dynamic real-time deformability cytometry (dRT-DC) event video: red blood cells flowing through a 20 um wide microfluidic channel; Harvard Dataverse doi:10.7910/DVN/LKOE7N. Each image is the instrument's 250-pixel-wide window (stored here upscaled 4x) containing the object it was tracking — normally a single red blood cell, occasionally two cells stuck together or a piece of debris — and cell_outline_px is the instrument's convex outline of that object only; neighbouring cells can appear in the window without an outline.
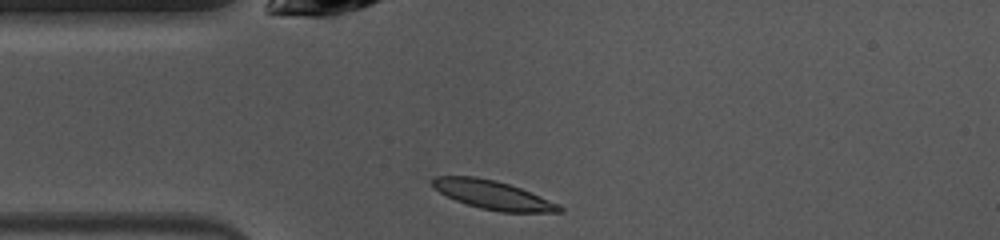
{"species": "common noctule bat (a hibernating species)", "species_latin": "Nyctalus noctula", "temperature_condition": "warm", "stored_images_in_passage": 38, "camera_frame_rate_fps": 3000, "um_per_image_px": 0.085, "animal": {"sex": "female", "body_mass_g": 10.0, "forearm_length_mm": 53.1}, "frame": {"image": 1, "passage_image": 1, "time_ms": 0.0, "image_size_px": [1000, 240], "cell_outline_px": [[564, 212], [500, 212], [480, 208], [456, 200], [440, 192], [428, 180], [436, 176], [476, 176], [496, 180], [520, 188], [560, 204], [564, 208]], "centroid_in_image_um": [41.91, 16.57], "position_along_channel_um": 43.1, "area_um2": 21.15}}
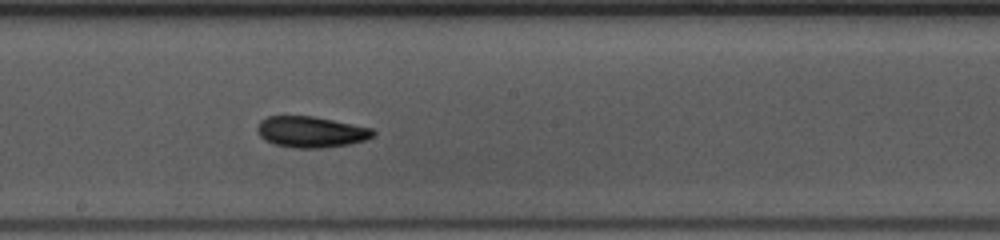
{"frame": {"image": 2, "passage_image": 15, "time_ms": 4.667, "image_size_px": [1000, 240], "cell_outline_px": [[376, 132], [372, 136], [364, 140], [348, 144], [324, 148], [296, 148], [276, 144], [264, 140], [256, 132], [256, 128], [260, 120], [268, 116], [312, 116], [372, 128]], "centroid_in_image_um": [26.39, 11.21], "position_along_channel_um": 221.8, "area_um2": 20.87}}
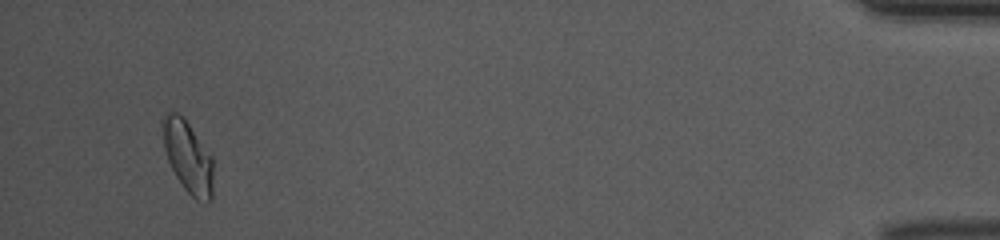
{"frame": {"image": 3, "passage_image": 36, "time_ms": 11.667, "image_size_px": [1000, 240], "cell_outline_px": [[212, 200], [208, 204], [196, 200], [184, 188], [176, 176], [168, 160], [164, 148], [160, 124], [160, 120], [168, 112], [176, 112], [184, 116], [212, 156]], "centroid_in_image_um": [15.96, 13.3], "position_along_channel_um": 419.2, "area_um2": 21.5}, "authors_computed_cell_mechanics": {"area_um2": 20.4612, "velocity_mm_per_s": 4.0274, "shape_relaxation_time_tau1_ms": 6.5653, "shape_relaxation_time_tau2_ms": 6.4904, "deformation_change_tau1": 0.1577, "deformation_change_tau2": 0.1059}}